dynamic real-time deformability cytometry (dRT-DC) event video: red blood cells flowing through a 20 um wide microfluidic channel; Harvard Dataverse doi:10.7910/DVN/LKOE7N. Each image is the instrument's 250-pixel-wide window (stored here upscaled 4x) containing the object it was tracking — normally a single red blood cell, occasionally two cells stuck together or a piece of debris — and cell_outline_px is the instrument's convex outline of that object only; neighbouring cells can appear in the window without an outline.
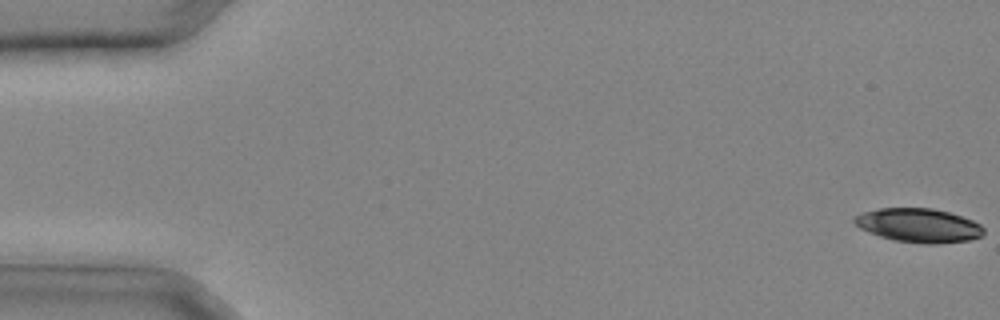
{"species": "common noctule bat (a hibernating species)", "species_latin": "Nyctalus noctula", "temperature_condition": "cold", "stored_images_in_passage": 32, "camera_frame_rate_fps": 3000, "um_per_image_px": 0.085, "animal": {"sex": "male", "body_mass_g": 20.4}, "frame": {"image": 1, "passage_image": 1, "time_ms": 0.0, "image_size_px": [1000, 320], "cell_outline_px": [[984, 232], [980, 236], [968, 240], [936, 244], [928, 244], [892, 240], [868, 232], [860, 228], [852, 220], [852, 216], [860, 212], [880, 208], [932, 208], [948, 212], [972, 220], [980, 224], [984, 228]], "centroid_in_image_um": [78.04, 19.15], "position_along_channel_um": 7.0, "area_um2": 25.61}}
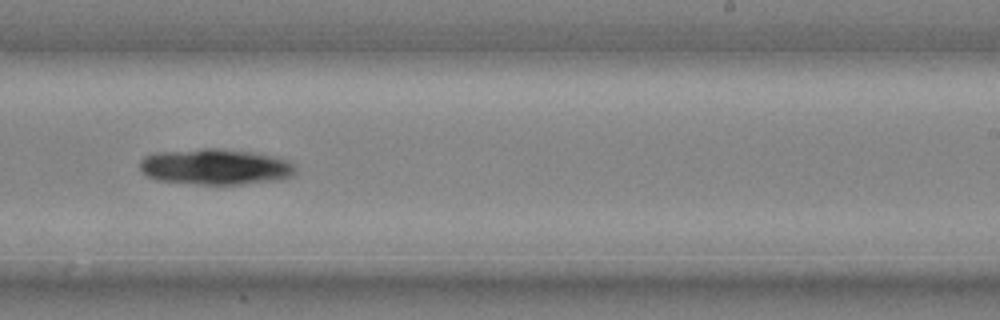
{"frame": {"image": 2, "passage_image": 21, "time_ms": 6.667, "image_size_px": [1000, 320], "cell_outline_px": [[296, 172], [292, 176], [280, 180], [244, 184], [196, 184], [156, 180], [148, 176], [140, 168], [140, 160], [144, 156], [156, 152], [204, 148], [212, 148], [244, 152], [268, 156], [288, 160], [296, 168]], "centroid_in_image_um": [18.28, 14.19], "position_along_channel_um": 270.7, "area_um2": 32.25}}
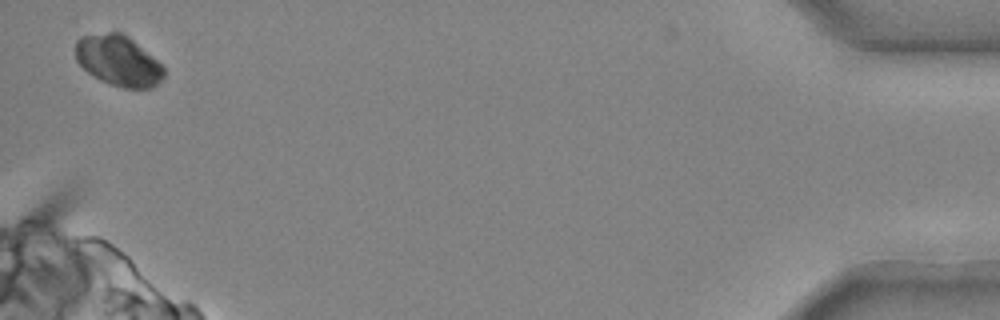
{"frame": {"image": 3, "passage_image": 32, "time_ms": 10.333, "image_size_px": [1000, 320], "cell_outline_px": [[164, 76], [152, 88], [124, 88], [100, 80], [88, 72], [76, 60], [76, 40], [80, 36], [108, 32], [124, 32], [156, 60], [164, 68]], "centroid_in_image_um": [10.04, 5.14], "position_along_channel_um": 425.2, "area_um2": 25.78}}